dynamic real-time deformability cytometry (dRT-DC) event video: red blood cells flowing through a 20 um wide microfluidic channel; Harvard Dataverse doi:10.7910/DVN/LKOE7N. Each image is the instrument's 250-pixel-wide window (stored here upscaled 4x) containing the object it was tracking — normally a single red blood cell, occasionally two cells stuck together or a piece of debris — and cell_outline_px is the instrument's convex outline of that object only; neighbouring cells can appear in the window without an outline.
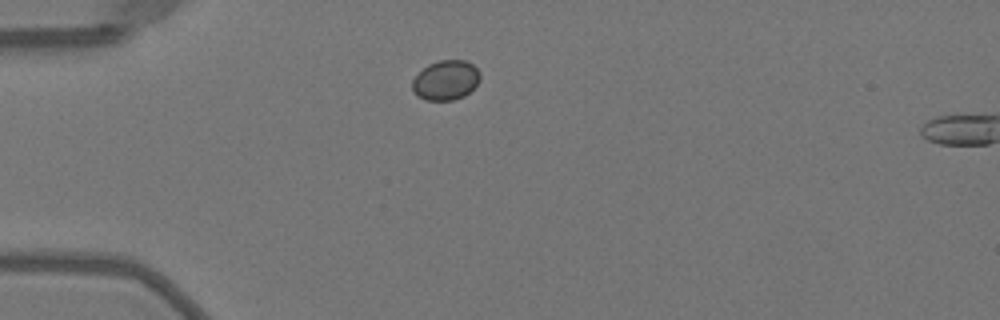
{"species": "Egyptian fruit bat (a non-hibernating species)", "species_latin": "Rousettus aegyptiacus", "temperature_condition": "warm", "stored_images_in_passage": 3, "camera_frame_rate_fps": 3000, "um_per_image_px": 0.085, "animal": {"sex": "female"}, "frame": {"image": 1, "passage_image": 1, "time_ms": 0.0, "image_size_px": [1000, 320], "cell_outline_px": [[480, 80], [464, 96], [452, 100], [428, 100], [412, 92], [412, 80], [428, 64], [440, 60], [464, 60], [472, 64], [480, 72]], "centroid_in_image_um": [37.89, 6.81], "position_along_channel_um": 47.1, "area_um2": 15.49}}